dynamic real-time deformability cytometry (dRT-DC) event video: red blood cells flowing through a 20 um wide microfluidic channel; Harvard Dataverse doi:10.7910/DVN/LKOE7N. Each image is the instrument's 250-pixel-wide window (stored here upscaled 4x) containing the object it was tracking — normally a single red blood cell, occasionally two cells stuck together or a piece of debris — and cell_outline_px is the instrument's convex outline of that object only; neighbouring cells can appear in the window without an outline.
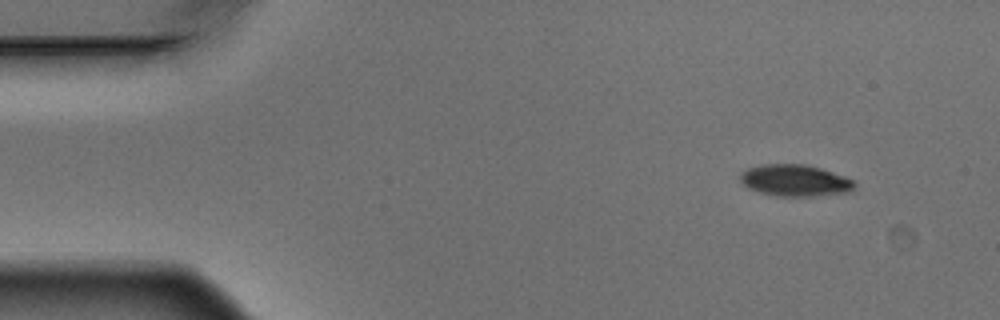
{"species": "Egyptian fruit bat (a non-hibernating species)", "species_latin": "Rousettus aegyptiacus", "temperature_condition": "warm", "stored_images_in_passage": 4, "camera_frame_rate_fps": 3000, "um_per_image_px": 0.085, "animal": {"sex": "male"}, "frame": {"image": 1, "passage_image": 1, "time_ms": 0.0, "image_size_px": [1000, 320], "cell_outline_px": [[856, 184], [852, 192], [812, 196], [776, 196], [760, 192], [748, 188], [740, 180], [740, 172], [748, 168], [764, 164], [804, 164], [820, 168], [844, 176], [852, 180]], "centroid_in_image_um": [67.58, 15.34], "position_along_channel_um": 17.4, "area_um2": 21.04}}
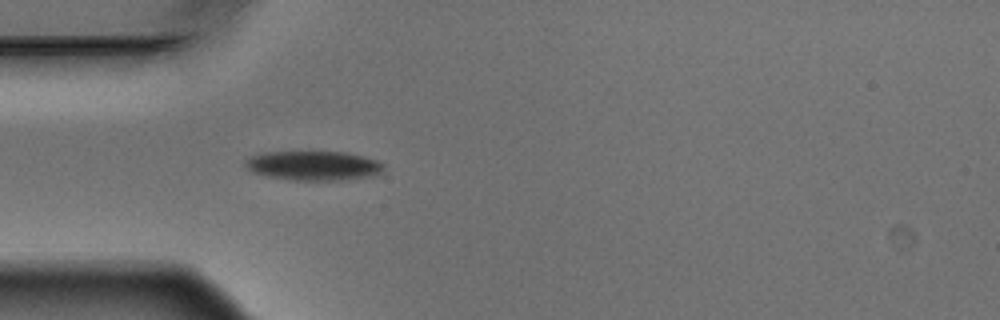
{"frame": {"image": 2, "passage_image": 4, "time_ms": 1.0, "image_size_px": [1000, 320], "cell_outline_px": [[384, 168], [376, 176], [336, 180], [296, 180], [268, 176], [252, 172], [244, 164], [244, 160], [248, 156], [264, 152], [344, 152], [376, 160], [384, 164]], "centroid_in_image_um": [26.62, 14.08], "position_along_channel_um": 58.4, "area_um2": 23.58}}